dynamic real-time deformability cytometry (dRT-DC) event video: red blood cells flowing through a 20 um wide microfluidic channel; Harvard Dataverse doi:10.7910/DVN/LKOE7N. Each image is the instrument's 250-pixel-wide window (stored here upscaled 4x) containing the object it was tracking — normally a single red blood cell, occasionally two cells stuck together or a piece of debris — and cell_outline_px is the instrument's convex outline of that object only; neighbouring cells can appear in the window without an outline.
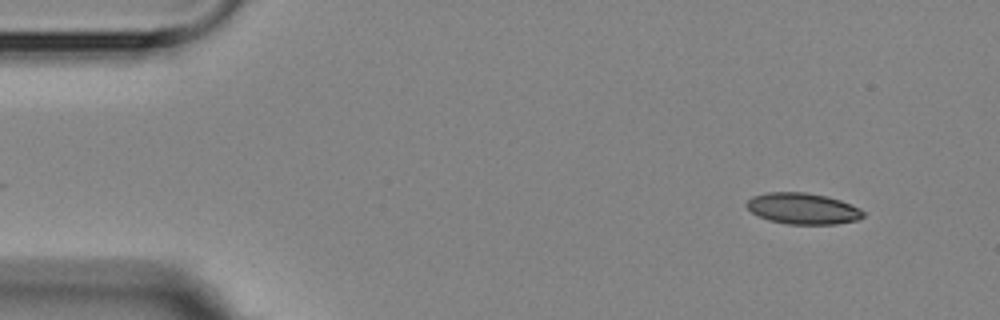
{"species": "Egyptian fruit bat (a non-hibernating species)", "species_latin": "Rousettus aegyptiacus", "temperature_condition": "room temperature", "stored_images_in_passage": 4, "camera_frame_rate_fps": 3000, "um_per_image_px": 0.085, "animal": {"sex": "female"}, "frame": {"image": 1, "passage_image": 1, "time_ms": 0.0, "image_size_px": [1000, 320], "cell_outline_px": [[864, 216], [860, 220], [836, 224], [788, 224], [768, 220], [752, 212], [744, 204], [752, 196], [768, 192], [804, 192], [824, 196], [840, 200], [860, 208], [864, 212]], "centroid_in_image_um": [68.25, 17.73], "position_along_channel_um": 16.8, "area_um2": 21.15}}
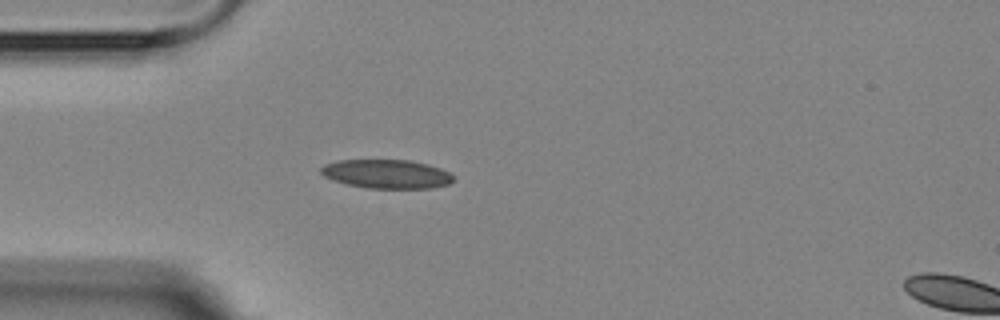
{"frame": {"image": 2, "passage_image": 4, "time_ms": 3.333, "image_size_px": [1000, 320], "cell_outline_px": [[452, 180], [448, 184], [432, 188], [368, 188], [344, 184], [332, 180], [324, 176], [320, 172], [320, 168], [324, 164], [340, 160], [408, 160], [428, 164], [440, 168], [448, 172], [452, 176]], "centroid_in_image_um": [32.82, 14.79], "position_along_channel_um": 52.2, "area_um2": 22.25}}